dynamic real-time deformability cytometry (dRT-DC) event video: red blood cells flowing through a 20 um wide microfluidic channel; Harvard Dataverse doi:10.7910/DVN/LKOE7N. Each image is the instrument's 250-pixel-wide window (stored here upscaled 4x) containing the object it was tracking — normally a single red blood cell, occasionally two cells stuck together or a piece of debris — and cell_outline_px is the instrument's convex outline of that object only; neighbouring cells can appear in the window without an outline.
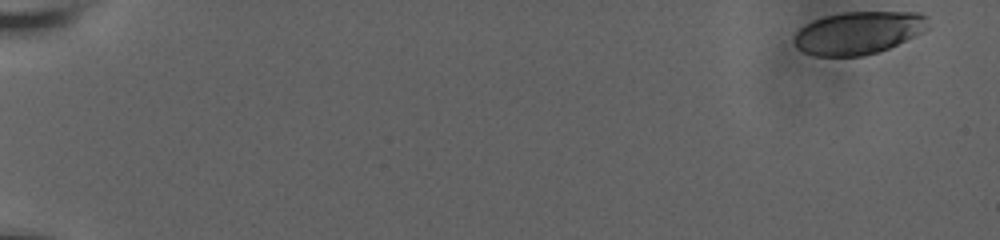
{"species": "human", "species_latin": "Homo sapiens", "temperature_condition": "room temperature", "stored_images_in_passage": 43, "camera_frame_rate_fps": 3000, "um_per_image_px": 0.085, "donor": {"sex": "male"}, "frame": {"image": 1, "passage_image": 1, "time_ms": 0.0, "image_size_px": [1000, 240], "cell_outline_px": [[928, 28], [888, 48], [864, 56], [816, 56], [804, 52], [796, 48], [796, 32], [804, 24], [812, 20], [824, 16], [844, 12], [920, 12], [928, 16]], "centroid_in_image_um": [72.95, 2.77], "position_along_channel_um": 12.1, "area_um2": 33.12}}
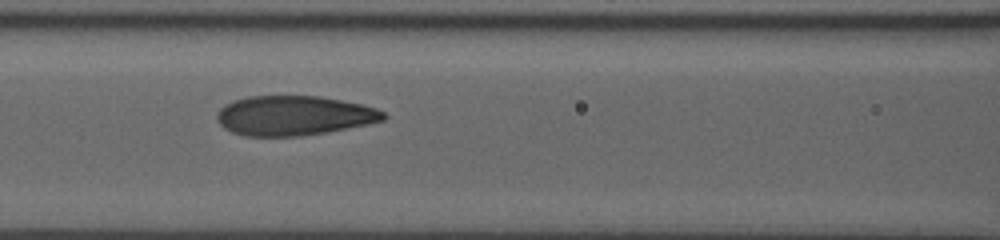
{"frame": {"image": 2, "passage_image": 36, "time_ms": 8.667, "image_size_px": [1000, 240], "cell_outline_px": [[388, 116], [384, 120], [324, 132], [300, 136], [244, 136], [232, 132], [224, 128], [216, 120], [216, 116], [220, 108], [224, 104], [232, 100], [248, 96], [320, 96], [360, 104], [376, 108], [384, 112]], "centroid_in_image_um": [24.92, 9.82], "position_along_channel_um": 141.7, "area_um2": 38.32}}
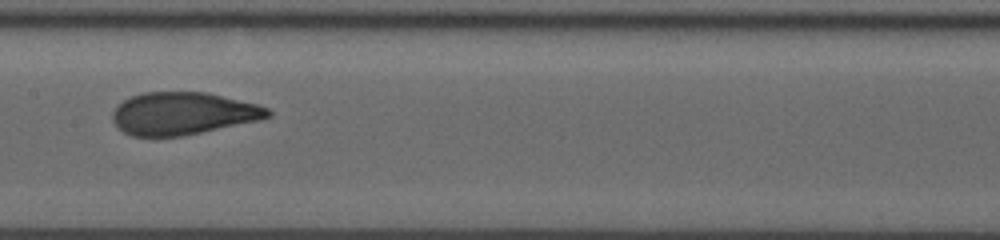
{"frame": {"image": 3, "passage_image": 42, "time_ms": 10.0, "image_size_px": [1000, 240], "cell_outline_px": [[272, 116], [256, 120], [200, 132], [180, 136], [132, 136], [124, 132], [112, 120], [112, 112], [124, 100], [132, 96], [144, 92], [208, 92], [256, 104], [268, 108], [272, 112]], "centroid_in_image_um": [15.54, 9.63], "position_along_channel_um": 191.9, "area_um2": 37.92}}